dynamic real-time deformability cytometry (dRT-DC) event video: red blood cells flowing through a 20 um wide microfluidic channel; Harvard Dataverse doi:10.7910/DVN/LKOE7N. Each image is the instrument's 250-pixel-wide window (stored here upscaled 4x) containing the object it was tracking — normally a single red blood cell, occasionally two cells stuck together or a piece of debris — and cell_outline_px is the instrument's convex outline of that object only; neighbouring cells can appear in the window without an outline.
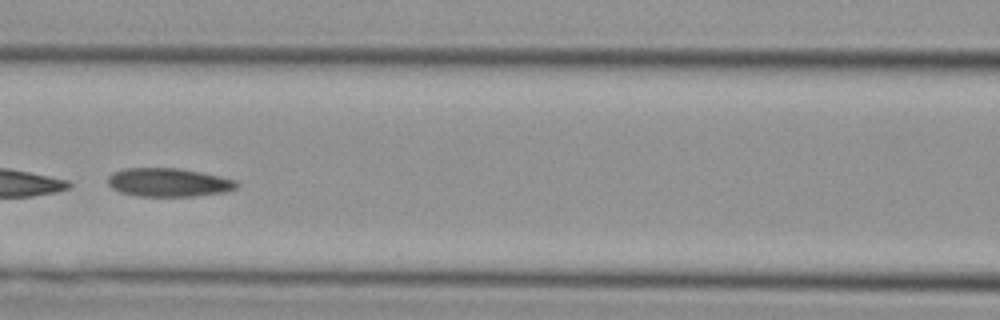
{"species": "Egyptian fruit bat (a non-hibernating species)", "species_latin": "Rousettus aegyptiacus", "temperature_condition": "cold", "stored_images_in_passage": 42, "camera_frame_rate_fps": 3000, "um_per_image_px": 0.085, "animal": {"sex": "female"}, "frame": {"image": 1, "passage_image": 19, "time_ms": 6.0, "image_size_px": [1000, 320], "cell_outline_px": [[240, 184], [236, 188], [224, 192], [192, 196], [136, 196], [120, 192], [112, 188], [108, 184], [108, 176], [112, 172], [124, 168], [180, 168], [220, 176], [236, 180]], "centroid_in_image_um": [14.31, 15.5], "position_along_channel_um": 152.3, "area_um2": 21.5}}